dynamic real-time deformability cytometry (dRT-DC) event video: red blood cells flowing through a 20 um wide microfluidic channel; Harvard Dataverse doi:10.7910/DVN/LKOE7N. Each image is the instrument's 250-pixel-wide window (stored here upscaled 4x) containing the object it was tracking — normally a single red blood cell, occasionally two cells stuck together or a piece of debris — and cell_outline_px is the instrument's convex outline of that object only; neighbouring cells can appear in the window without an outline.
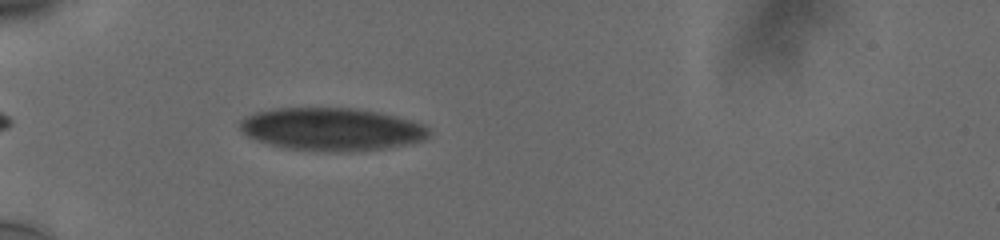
{"species": "human", "species_latin": "Homo sapiens", "temperature_condition": "cold", "stored_images_in_passage": 38, "camera_frame_rate_fps": 3000, "um_per_image_px": 0.085, "donor": {"sex": "male"}, "frame": {"image": 1, "passage_image": 4, "time_ms": 1.0, "image_size_px": [1000, 240], "cell_outline_px": [[428, 136], [424, 140], [404, 144], [380, 148], [284, 148], [248, 136], [240, 128], [240, 120], [256, 112], [272, 108], [352, 108], [376, 112], [412, 120], [424, 124], [428, 128]], "centroid_in_image_um": [28.17, 10.91], "position_along_channel_um": 56.8, "area_um2": 45.03}}
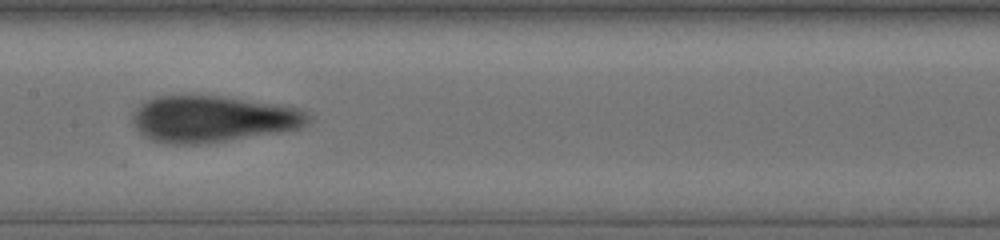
{"frame": {"image": 2, "passage_image": 16, "time_ms": 5.0, "image_size_px": [1000, 240], "cell_outline_px": [[312, 116], [300, 128], [280, 132], [196, 144], [168, 144], [152, 140], [144, 136], [136, 128], [132, 120], [132, 112], [140, 104], [156, 96], [220, 96], [272, 104], [296, 108]], "centroid_in_image_um": [18.01, 10.11], "position_along_channel_um": 189.4, "area_um2": 46.76}}
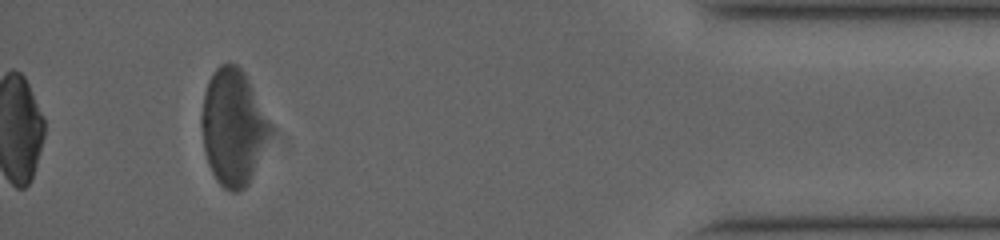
{"frame": {"image": 3, "passage_image": 38, "time_ms": 12.333, "image_size_px": [1000, 240], "cell_outline_px": [[264, 120], [252, 172], [248, 184], [244, 188], [236, 192], [232, 192], [224, 188], [216, 180], [208, 164], [204, 152], [200, 124], [200, 116], [204, 92], [208, 80], [212, 72], [220, 64], [236, 64], [244, 72]], "centroid_in_image_um": [19.58, 10.77], "position_along_channel_um": 415.6, "area_um2": 43.0}, "authors_computed_cell_mechanics": {"area_um2": 45.373, "velocity_mm_per_s": 3.7448, "shape_relaxation_time_tau1_ms": null, "shape_relaxation_time_tau2_ms": 0.7453, "deformation_change_tau1": null, "deformation_change_tau2": 0.0527}}